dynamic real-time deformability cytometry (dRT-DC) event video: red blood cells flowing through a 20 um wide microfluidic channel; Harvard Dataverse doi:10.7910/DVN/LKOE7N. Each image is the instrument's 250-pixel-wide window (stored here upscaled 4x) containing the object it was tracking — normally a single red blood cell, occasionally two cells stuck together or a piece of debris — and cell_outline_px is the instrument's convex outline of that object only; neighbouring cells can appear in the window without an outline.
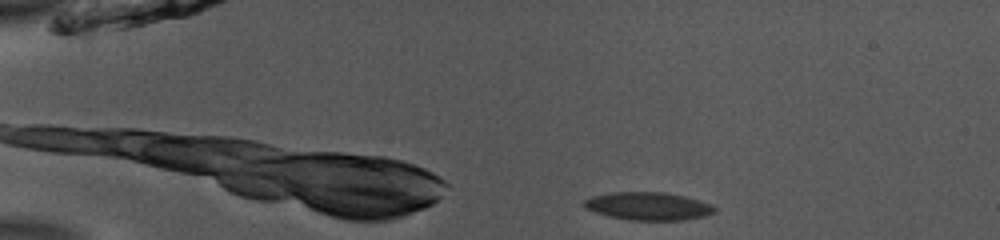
{"species": "common noctule bat (a hibernating species)", "species_latin": "Nyctalus noctula", "temperature_condition": "room temperature", "stored_images_in_passage": 45, "camera_frame_rate_fps": 3000, "um_per_image_px": 0.085, "animal": {"sex": "male", "body_mass_g": 13.0, "forearm_length_mm": 53.1}, "frame": {"image": 1, "passage_image": 2, "time_ms": 0.333, "image_size_px": [1000, 240], "cell_outline_px": [[716, 212], [708, 216], [684, 220], [632, 220], [608, 216], [596, 212], [588, 208], [584, 204], [584, 200], [592, 196], [612, 192], [664, 192], [684, 196], [700, 200], [712, 204], [716, 208]], "centroid_in_image_um": [55.18, 17.52], "position_along_channel_um": 29.8, "area_um2": 21.27}}
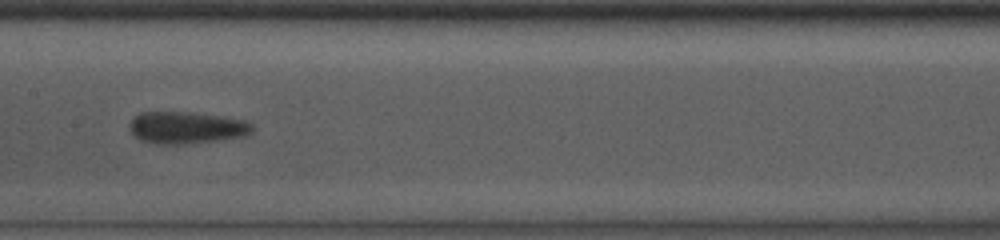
{"frame": {"image": 2, "passage_image": 20, "time_ms": 6.333, "image_size_px": [1000, 240], "cell_outline_px": [[252, 132], [244, 136], [216, 140], [184, 144], [156, 144], [140, 140], [128, 128], [128, 124], [140, 112], [188, 112], [244, 120], [252, 124]], "centroid_in_image_um": [15.8, 10.85], "position_along_channel_um": 191.6, "area_um2": 22.6}}
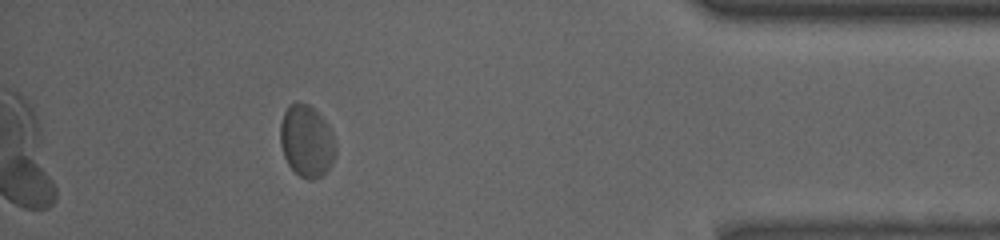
{"frame": {"image": 3, "passage_image": 40, "time_ms": 13.0, "image_size_px": [1000, 240], "cell_outline_px": [[336, 152], [332, 164], [320, 176], [312, 180], [308, 180], [300, 176], [288, 164], [284, 156], [280, 144], [280, 124], [284, 112], [296, 100], [308, 104], [328, 124], [336, 148]], "centroid_in_image_um": [26.05, 11.99], "position_along_channel_um": 409.2, "area_um2": 23.0}, "authors_computed_cell_mechanics": {"area_um2": 21.964, "velocity_mm_per_s": 3.831, "shape_relaxation_time_tau1_ms": 1.7868, "shape_relaxation_time_tau2_ms": 0.663, "deformation_change_tau1": 0.0561, "deformation_change_tau2": 0.0433}}